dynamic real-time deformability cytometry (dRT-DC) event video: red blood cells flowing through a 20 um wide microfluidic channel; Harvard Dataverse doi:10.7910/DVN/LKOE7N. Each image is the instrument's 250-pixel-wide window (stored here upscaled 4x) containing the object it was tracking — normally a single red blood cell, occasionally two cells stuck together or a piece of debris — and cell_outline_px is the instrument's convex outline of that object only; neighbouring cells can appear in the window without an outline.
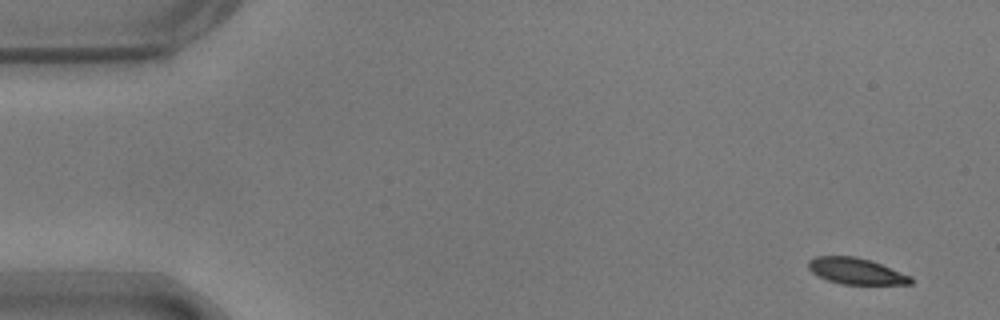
{"species": "common noctule bat (a hibernating species)", "species_latin": "Nyctalus noctula", "temperature_condition": "warm", "stored_images_in_passage": 53, "camera_frame_rate_fps": 3000, "um_per_image_px": 0.085, "animal": {"sex": "male", "body_mass_g": 17.9}, "frame": {"image": 1, "passage_image": 1, "time_ms": 0.0, "image_size_px": [1000, 320], "cell_outline_px": [[912, 284], [840, 284], [828, 280], [812, 272], [808, 268], [808, 260], [816, 256], [856, 256], [872, 260], [912, 276]], "centroid_in_image_um": [72.78, 23.03], "position_along_channel_um": 12.2, "area_um2": 15.72}}
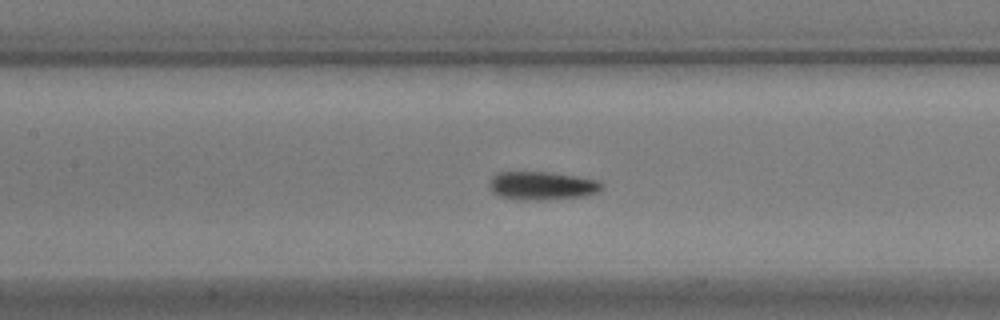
{"frame": {"image": 2, "passage_image": 23, "time_ms": 7.333, "image_size_px": [1000, 320], "cell_outline_px": [[604, 184], [596, 192], [584, 196], [540, 200], [524, 200], [500, 196], [492, 192], [488, 184], [492, 176], [500, 172], [552, 172], [600, 180]], "centroid_in_image_um": [46.06, 15.77], "position_along_channel_um": 161.3, "area_um2": 18.55}}
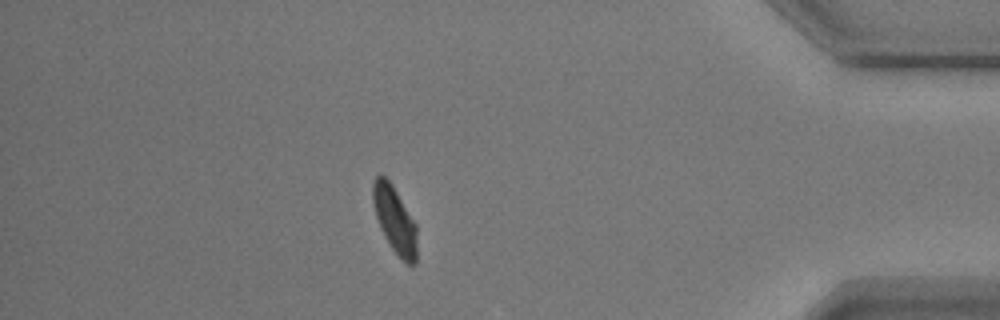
{"frame": {"image": 3, "passage_image": 46, "time_ms": 15.0, "image_size_px": [1000, 320], "cell_outline_px": [[416, 264], [408, 264], [388, 244], [380, 228], [376, 216], [372, 200], [372, 184], [376, 176], [384, 176], [392, 184], [416, 224]], "centroid_in_image_um": [33.54, 18.67], "position_along_channel_um": 401.7, "area_um2": 16.88}, "authors_computed_cell_mechanics": {"area_um2": 17.4556, "velocity_mm_per_s": 3.6749, "shape_relaxation_time_tau1_ms": 3.6875, "shape_relaxation_time_tau2_ms": 1.9849, "deformation_change_tau1": 0.1371, "deformation_change_tau2": 0.0706}}